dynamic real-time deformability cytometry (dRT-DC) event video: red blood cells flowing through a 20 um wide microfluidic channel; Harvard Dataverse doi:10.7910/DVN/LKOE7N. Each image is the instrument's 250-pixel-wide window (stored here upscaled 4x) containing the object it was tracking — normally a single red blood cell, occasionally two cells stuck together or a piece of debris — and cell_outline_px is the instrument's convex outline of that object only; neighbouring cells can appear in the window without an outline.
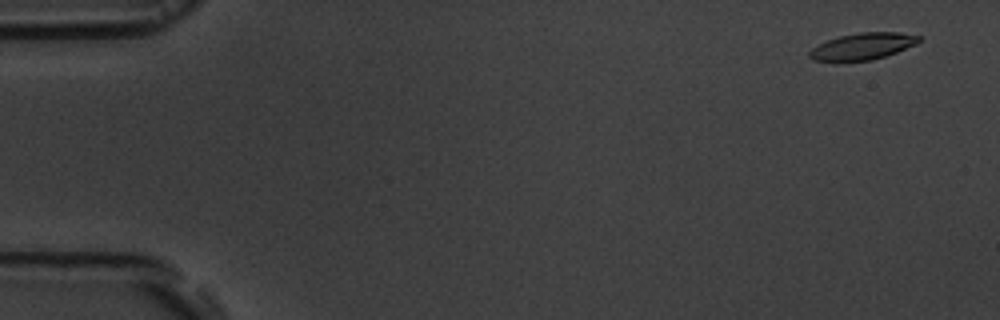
{"species": "common noctule bat (a hibernating species)", "species_latin": "Nyctalus noctula", "temperature_condition": "room temperature", "stored_images_in_passage": 6, "camera_frame_rate_fps": 3000, "um_per_image_px": 0.085, "animal": {"sex": "male", "body_mass_g": 19.5, "forearm_length_mm": 54.6}, "frame": {"image": 1, "passage_image": 1, "time_ms": 0.0, "image_size_px": [1000, 320], "cell_outline_px": [[920, 40], [916, 44], [896, 52], [872, 60], [836, 64], [812, 60], [808, 56], [808, 52], [812, 48], [828, 40], [840, 36], [860, 32], [900, 32], [920, 36]], "centroid_in_image_um": [73.25, 3.98], "position_along_channel_um": 11.8, "area_um2": 17.51}}
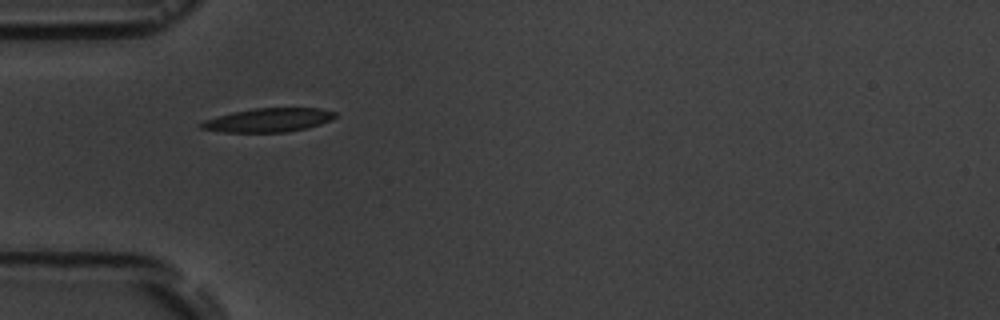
{"frame": {"image": 2, "passage_image": 5, "time_ms": 5.0, "image_size_px": [1000, 320], "cell_outline_px": [[336, 116], [332, 120], [308, 128], [284, 132], [224, 132], [200, 128], [196, 124], [204, 120], [216, 116], [232, 112], [252, 108], [320, 108], [336, 112]], "centroid_in_image_um": [22.79, 10.2], "position_along_channel_um": 62.2, "area_um2": 18.73}}
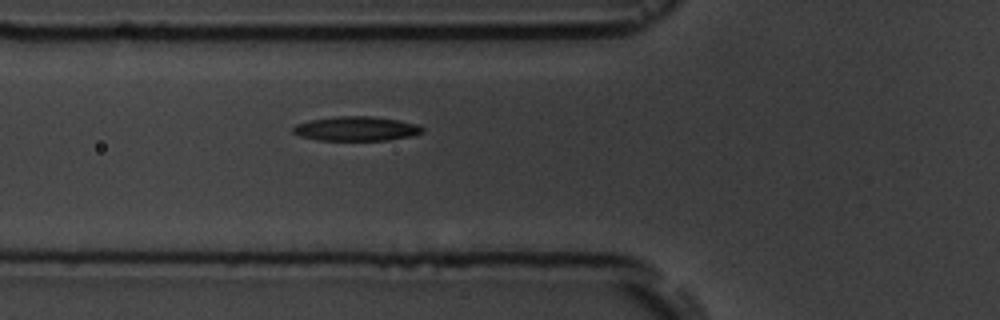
{"frame": {"image": 3, "passage_image": 6, "time_ms": 6.0, "image_size_px": [1000, 320], "cell_outline_px": [[424, 132], [412, 136], [388, 140], [316, 140], [300, 136], [292, 132], [292, 128], [296, 124], [312, 120], [336, 116], [372, 116], [400, 120], [416, 124], [424, 128]], "centroid_in_image_um": [30.3, 10.94], "position_along_channel_um": 95.5, "area_um2": 18.44}}